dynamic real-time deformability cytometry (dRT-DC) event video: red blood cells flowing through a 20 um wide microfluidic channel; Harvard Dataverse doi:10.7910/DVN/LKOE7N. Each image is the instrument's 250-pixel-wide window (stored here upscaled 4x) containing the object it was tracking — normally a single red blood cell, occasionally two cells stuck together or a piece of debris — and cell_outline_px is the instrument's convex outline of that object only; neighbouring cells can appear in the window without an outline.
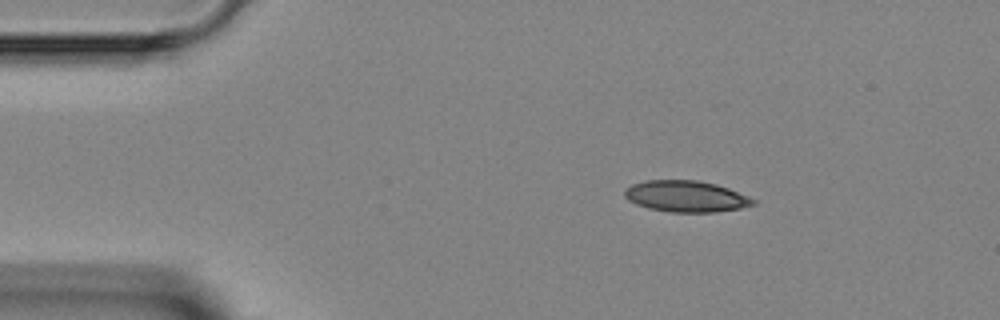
{"species": "Egyptian fruit bat (a non-hibernating species)", "species_latin": "Rousettus aegyptiacus", "temperature_condition": "room temperature", "stored_images_in_passage": 4, "camera_frame_rate_fps": 3000, "um_per_image_px": 0.085, "animal": {"sex": "female"}, "frame": {"image": 1, "passage_image": 1, "time_ms": 0.0, "image_size_px": [1000, 320], "cell_outline_px": [[756, 204], [740, 208], [716, 212], [672, 212], [648, 208], [636, 204], [628, 200], [624, 196], [624, 188], [632, 184], [644, 180], [696, 180], [716, 184], [728, 188], [748, 196], [756, 200]], "centroid_in_image_um": [58.29, 16.68], "position_along_channel_um": 26.7, "area_um2": 23.52}}
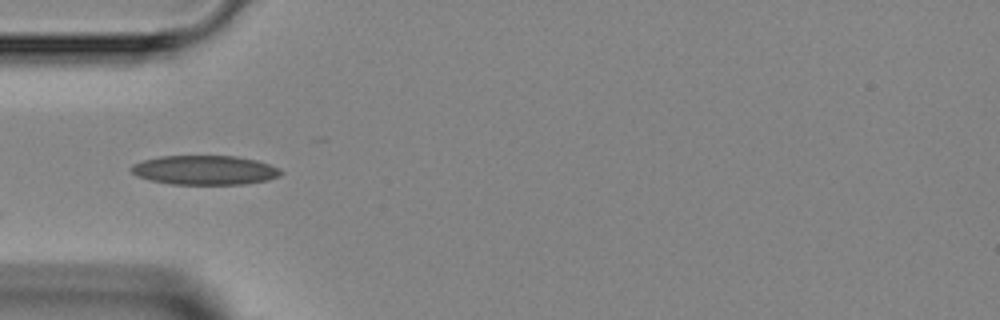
{"frame": {"image": 2, "passage_image": 3, "time_ms": 2.333, "image_size_px": [1000, 320], "cell_outline_px": [[284, 172], [280, 176], [268, 180], [244, 184], [172, 184], [152, 180], [140, 176], [132, 172], [128, 168], [132, 164], [144, 160], [160, 156], [236, 156], [256, 160], [280, 168]], "centroid_in_image_um": [17.44, 14.45], "position_along_channel_um": 67.6, "area_um2": 25.49}}
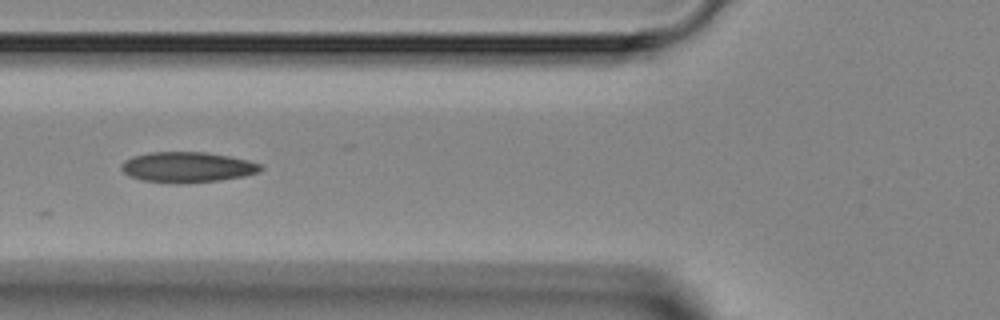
{"frame": {"image": 3, "passage_image": 4, "time_ms": 3.333, "image_size_px": [1000, 320], "cell_outline_px": [[264, 168], [260, 172], [244, 176], [220, 180], [140, 180], [124, 172], [120, 168], [124, 160], [132, 156], [152, 152], [204, 152], [228, 156], [248, 160], [260, 164]], "centroid_in_image_um": [15.96, 14.15], "position_along_channel_um": 109.8, "area_um2": 23.58}}